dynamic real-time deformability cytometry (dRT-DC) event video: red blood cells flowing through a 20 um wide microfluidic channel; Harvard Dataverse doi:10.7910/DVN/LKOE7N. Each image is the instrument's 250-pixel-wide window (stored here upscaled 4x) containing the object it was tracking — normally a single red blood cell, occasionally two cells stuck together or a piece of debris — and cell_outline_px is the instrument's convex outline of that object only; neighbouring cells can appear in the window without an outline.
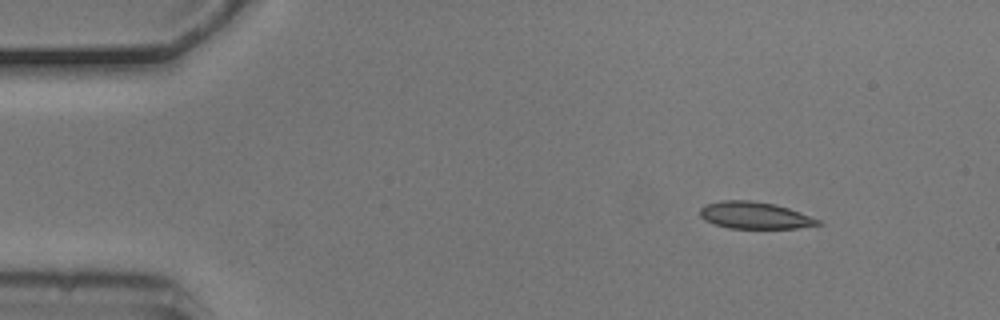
{"species": "common noctule bat (a hibernating species)", "species_latin": "Nyctalus noctula", "temperature_condition": "cold", "stored_images_in_passage": 6, "camera_frame_rate_fps": 3000, "um_per_image_px": 0.085, "animal": {"sex": "male", "body_mass_g": 20.5, "forearm_length_mm": 52.5}, "frame": {"image": 1, "passage_image": 1, "time_ms": 0.0, "image_size_px": [1000, 320], "cell_outline_px": [[824, 224], [796, 228], [728, 228], [704, 220], [700, 216], [700, 208], [704, 204], [724, 200], [748, 200], [772, 204], [788, 208], [800, 212], [820, 220]], "centroid_in_image_um": [64.14, 18.31], "position_along_channel_um": 20.9, "area_um2": 18.38}}
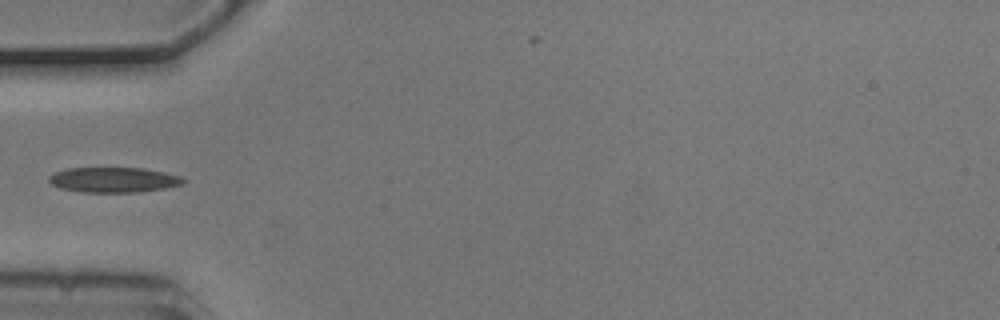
{"frame": {"image": 2, "passage_image": 4, "time_ms": 1.0, "image_size_px": [1000, 320], "cell_outline_px": [[188, 180], [184, 184], [164, 188], [136, 192], [80, 192], [60, 188], [52, 184], [48, 180], [48, 176], [56, 172], [68, 168], [144, 168], [164, 172], [180, 176]], "centroid_in_image_um": [9.67, 15.28], "position_along_channel_um": 75.3, "area_um2": 19.71}}